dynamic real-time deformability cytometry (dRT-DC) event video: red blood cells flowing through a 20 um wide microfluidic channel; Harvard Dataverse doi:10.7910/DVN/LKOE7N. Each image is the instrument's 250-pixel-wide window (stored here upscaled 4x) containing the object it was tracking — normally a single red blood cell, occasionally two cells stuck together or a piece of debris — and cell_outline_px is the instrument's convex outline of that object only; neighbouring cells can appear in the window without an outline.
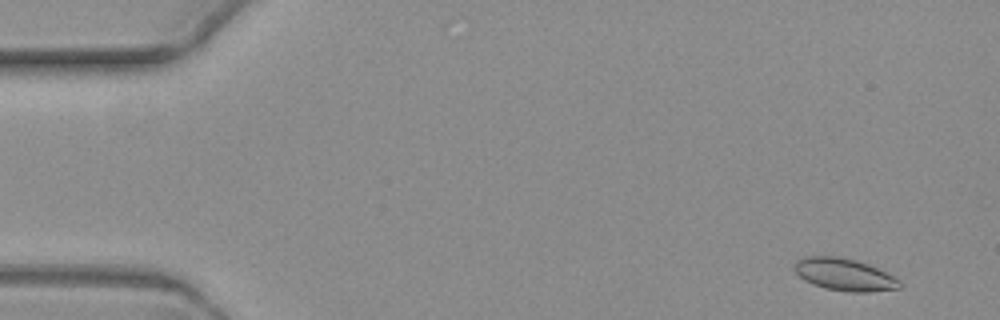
{"species": "common noctule bat (a hibernating species)", "species_latin": "Nyctalus noctula", "temperature_condition": "warm", "stored_images_in_passage": 5, "camera_frame_rate_fps": 3000, "um_per_image_px": 0.085, "animal": {"sex": "female", "body_mass_g": 19.3, "forearm_length_mm": 54.1}, "frame": {"image": 1, "passage_image": 1, "time_ms": 0.0, "image_size_px": [1000, 320], "cell_outline_px": [[900, 288], [868, 292], [848, 292], [824, 288], [812, 284], [804, 280], [796, 272], [796, 260], [804, 256], [836, 256], [856, 260], [868, 264], [900, 280]], "centroid_in_image_um": [71.75, 23.34], "position_along_channel_um": 13.2, "area_um2": 19.59}}